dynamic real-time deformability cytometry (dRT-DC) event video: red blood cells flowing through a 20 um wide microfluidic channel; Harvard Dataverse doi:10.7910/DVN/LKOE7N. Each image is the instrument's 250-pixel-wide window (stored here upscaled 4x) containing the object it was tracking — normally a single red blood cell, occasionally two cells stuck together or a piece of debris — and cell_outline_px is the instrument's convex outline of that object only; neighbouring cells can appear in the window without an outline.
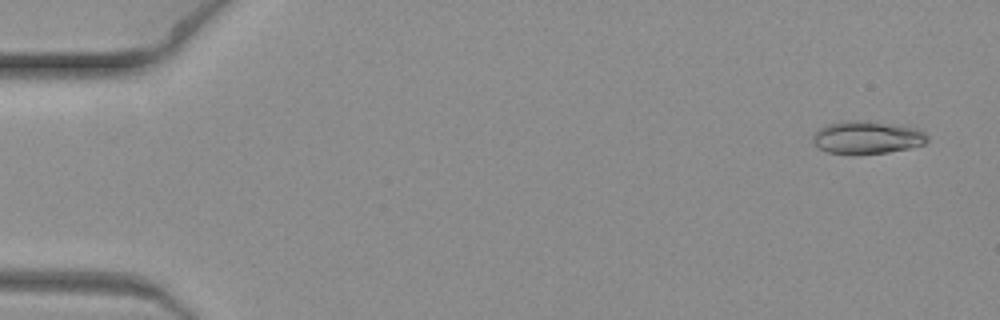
{"species": "common noctule bat (a hibernating species)", "species_latin": "Nyctalus noctula", "temperature_condition": "warm", "stored_images_in_passage": 6, "camera_frame_rate_fps": 3000, "um_per_image_px": 0.085, "animal": {"sex": "female", "body_mass_g": 19.3, "forearm_length_mm": 54.1}, "frame": {"image": 1, "passage_image": 1, "time_ms": 0.0, "image_size_px": [1000, 320], "cell_outline_px": [[928, 140], [924, 144], [908, 148], [888, 152], [828, 152], [820, 148], [812, 140], [812, 136], [820, 128], [828, 124], [848, 120], [856, 120], [904, 124], [920, 128], [928, 136]], "centroid_in_image_um": [73.78, 11.63], "position_along_channel_um": 11.2, "area_um2": 21.56}}
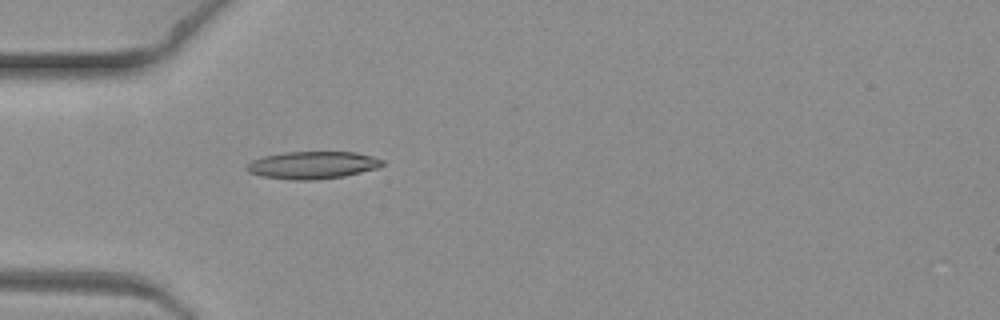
{"frame": {"image": 2, "passage_image": 6, "time_ms": 1.667, "image_size_px": [1000, 320], "cell_outline_px": [[384, 164], [376, 168], [344, 176], [312, 180], [296, 180], [260, 176], [248, 172], [244, 168], [252, 160], [264, 156], [284, 152], [356, 152], [372, 156], [384, 160]], "centroid_in_image_um": [26.54, 14.03], "position_along_channel_um": 58.5, "area_um2": 21.62}}